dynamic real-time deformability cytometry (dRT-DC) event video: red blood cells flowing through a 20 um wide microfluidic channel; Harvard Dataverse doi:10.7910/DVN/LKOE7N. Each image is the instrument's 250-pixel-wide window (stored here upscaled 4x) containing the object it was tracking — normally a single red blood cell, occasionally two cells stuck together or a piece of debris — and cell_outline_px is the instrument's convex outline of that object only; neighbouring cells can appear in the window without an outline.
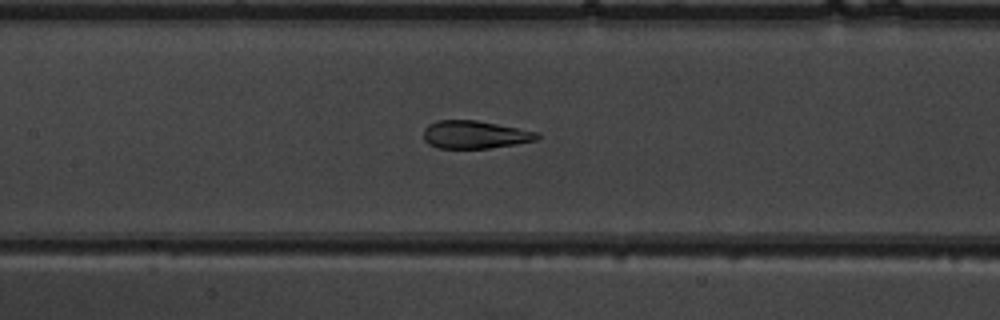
{"species": "common noctule bat (a hibernating species)", "species_latin": "Nyctalus noctula", "temperature_condition": "warm", "stored_images_in_passage": 50, "camera_frame_rate_fps": 3000, "um_per_image_px": 0.085, "animal": {"sex": "male", "body_mass_g": 19.5, "forearm_length_mm": 54.6}, "frame": {"image": 1, "passage_image": 24, "time_ms": 7.667, "image_size_px": [1000, 320], "cell_outline_px": [[540, 136], [536, 140], [516, 144], [488, 148], [436, 148], [428, 144], [424, 140], [424, 128], [428, 124], [436, 120], [476, 120], [540, 132]], "centroid_in_image_um": [40.35, 11.44], "position_along_channel_um": 167.1, "area_um2": 18.55}}
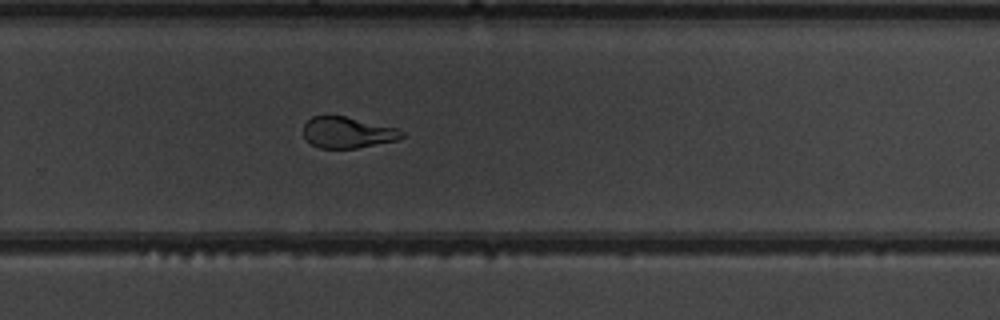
{"frame": {"image": 2, "passage_image": 34, "time_ms": 11.0, "image_size_px": [1000, 320], "cell_outline_px": [[404, 136], [396, 140], [356, 148], [320, 148], [312, 144], [304, 136], [304, 124], [312, 116], [344, 116], [400, 128], [404, 132]], "centroid_in_image_um": [29.57, 11.25], "position_along_channel_um": 300.2, "area_um2": 17.74}}
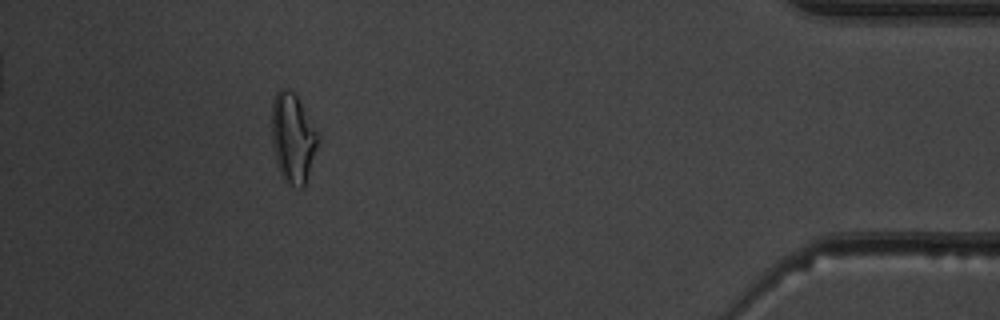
{"frame": {"image": 3, "passage_image": 46, "time_ms": 15.0, "image_size_px": [1000, 320], "cell_outline_px": [[320, 140], [304, 188], [300, 188], [288, 184], [284, 180], [280, 172], [276, 160], [272, 144], [272, 100], [276, 92], [280, 88], [284, 88], [296, 92], [320, 136]], "centroid_in_image_um": [24.91, 11.7], "position_along_channel_um": 410.3, "area_um2": 24.57}, "authors_computed_cell_mechanics": {"area_um2": 20.7502, "velocity_mm_per_s": 4.0114, "shape_relaxation_time_tau1_ms": 5.0343, "shape_relaxation_time_tau2_ms": 0.8108, "deformation_change_tau1": 0.1976, "deformation_change_tau2": 0.0724}}